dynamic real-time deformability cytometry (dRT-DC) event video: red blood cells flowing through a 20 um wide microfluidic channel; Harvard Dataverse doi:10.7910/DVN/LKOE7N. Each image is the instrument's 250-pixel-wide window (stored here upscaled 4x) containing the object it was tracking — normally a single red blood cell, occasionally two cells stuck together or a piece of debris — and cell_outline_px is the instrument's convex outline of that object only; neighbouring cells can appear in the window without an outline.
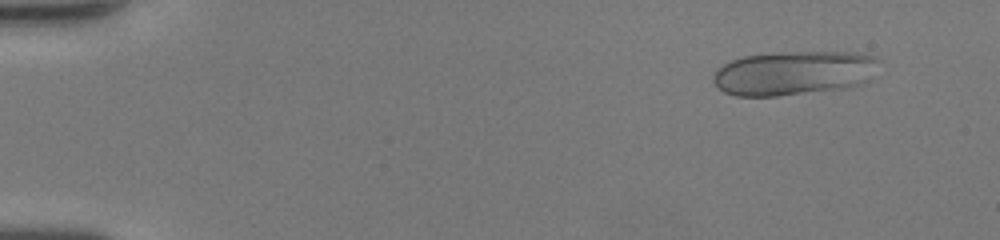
{"species": "human", "species_latin": "Homo sapiens", "temperature_condition": "room temperature", "stored_images_in_passage": 45, "camera_frame_rate_fps": 3000, "um_per_image_px": 0.085, "donor": {"sex": "female"}, "frame": {"image": 1, "passage_image": 1, "time_ms": 0.0, "image_size_px": [1000, 240], "cell_outline_px": [[880, 60], [868, 80], [864, 84], [852, 88], [776, 96], [736, 96], [724, 92], [712, 80], [712, 76], [716, 68], [732, 60], [744, 56], [780, 52], [856, 52], [872, 56]], "centroid_in_image_um": [67.48, 6.21], "position_along_channel_um": 17.5, "area_um2": 43.06}}
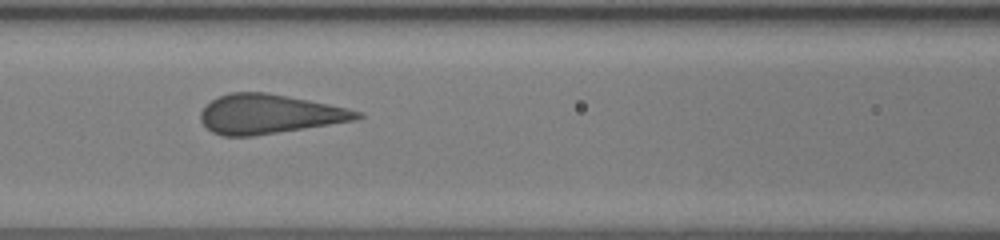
{"frame": {"image": 2, "passage_image": 19, "time_ms": 6.0, "image_size_px": [1000, 240], "cell_outline_px": [[364, 116], [356, 120], [252, 136], [224, 136], [212, 132], [200, 120], [200, 112], [204, 104], [228, 92], [264, 92], [288, 96], [348, 108], [360, 112]], "centroid_in_image_um": [22.84, 9.69], "position_along_channel_um": 143.8, "area_um2": 35.66}}
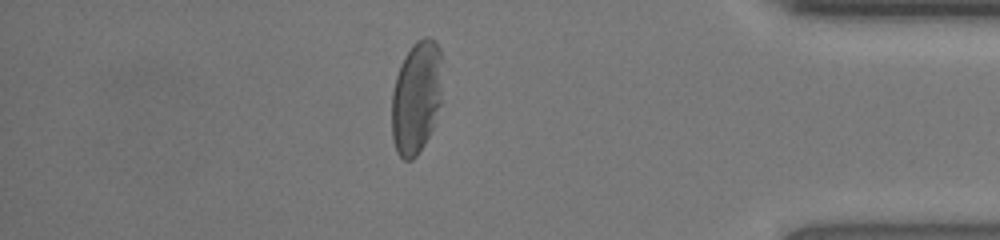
{"frame": {"image": 3, "passage_image": 39, "time_ms": 12.667, "image_size_px": [1000, 240], "cell_outline_px": [[440, 104], [432, 128], [424, 144], [416, 156], [412, 160], [404, 160], [396, 152], [392, 140], [392, 92], [396, 76], [400, 64], [404, 56], [412, 44], [416, 40], [424, 36], [428, 36], [436, 40], [440, 48]], "centroid_in_image_um": [35.36, 8.26], "position_along_channel_um": 399.8, "area_um2": 33.29}, "authors_computed_cell_mechanics": {"area_um2": 36.2406, "velocity_mm_per_s": 4.2806, "shape_relaxation_time_tau1_ms": 4.4383, "shape_relaxation_time_tau2_ms": null, "deformation_change_tau1": 0.1499, "deformation_change_tau2": null}}